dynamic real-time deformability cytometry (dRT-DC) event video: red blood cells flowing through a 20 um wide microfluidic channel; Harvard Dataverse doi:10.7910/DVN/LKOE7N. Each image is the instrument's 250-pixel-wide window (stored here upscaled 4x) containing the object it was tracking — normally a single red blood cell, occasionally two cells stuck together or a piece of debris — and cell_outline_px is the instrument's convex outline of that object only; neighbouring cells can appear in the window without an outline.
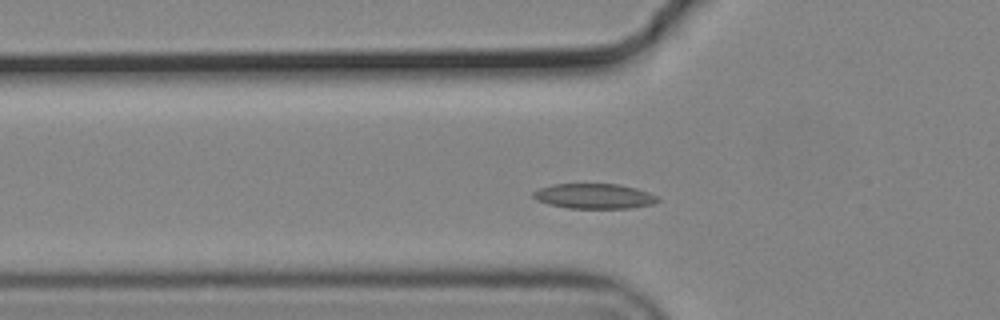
{"species": "common noctule bat (a hibernating species)", "species_latin": "Nyctalus noctula", "temperature_condition": "cold", "stored_images_in_passage": 38, "camera_frame_rate_fps": 3000, "um_per_image_px": 0.085, "animal": {"sex": "male", "body_mass_g": 19.2, "forearm_length_mm": 51.8}, "frame": {"image": 1, "passage_image": 12, "time_ms": 3.667, "image_size_px": [1000, 320], "cell_outline_px": [[660, 200], [652, 204], [632, 208], [568, 208], [548, 204], [536, 200], [532, 196], [532, 192], [540, 188], [552, 184], [620, 184], [636, 188], [660, 196]], "centroid_in_image_um": [50.52, 16.67], "position_along_channel_um": 75.3, "area_um2": 18.32}}
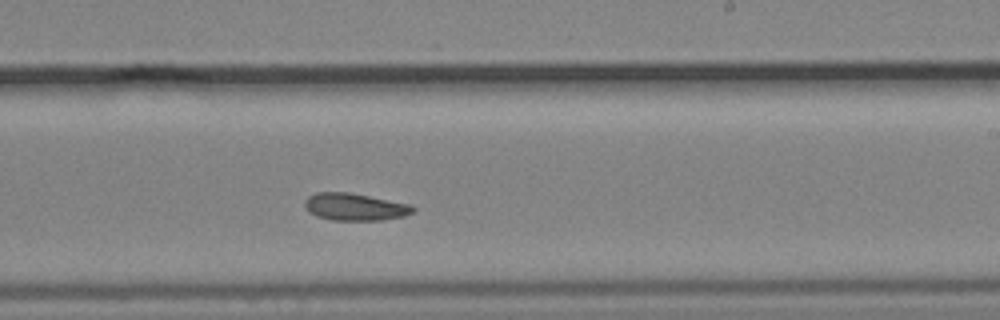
{"frame": {"image": 2, "passage_image": 27, "time_ms": 8.667, "image_size_px": [1000, 320], "cell_outline_px": [[416, 208], [412, 212], [404, 216], [384, 220], [332, 220], [316, 216], [308, 212], [304, 204], [304, 200], [308, 196], [316, 192], [348, 192], [412, 204]], "centroid_in_image_um": [30.16, 17.58], "position_along_channel_um": 258.8, "area_um2": 17.34}}
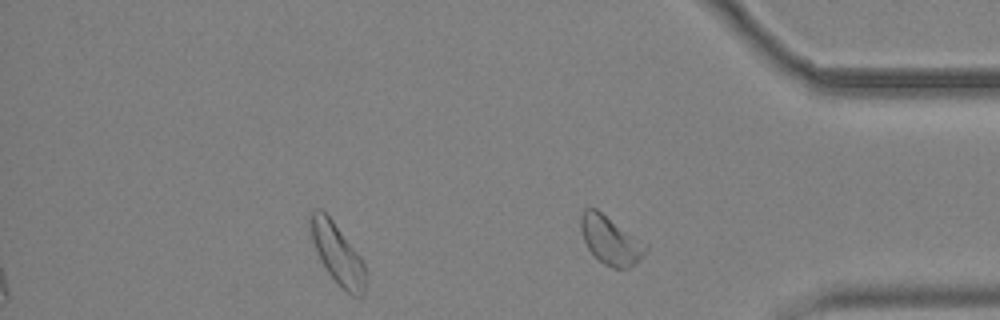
{"frame": {"image": 3, "passage_image": 38, "time_ms": 12.333, "image_size_px": [1000, 320], "cell_outline_px": [[648, 248], [636, 264], [628, 268], [612, 268], [604, 264], [588, 248], [584, 240], [580, 228], [580, 212], [584, 208], [596, 208], [648, 244]], "centroid_in_image_um": [51.89, 20.4], "position_along_channel_um": 383.3, "area_um2": 18.32}}